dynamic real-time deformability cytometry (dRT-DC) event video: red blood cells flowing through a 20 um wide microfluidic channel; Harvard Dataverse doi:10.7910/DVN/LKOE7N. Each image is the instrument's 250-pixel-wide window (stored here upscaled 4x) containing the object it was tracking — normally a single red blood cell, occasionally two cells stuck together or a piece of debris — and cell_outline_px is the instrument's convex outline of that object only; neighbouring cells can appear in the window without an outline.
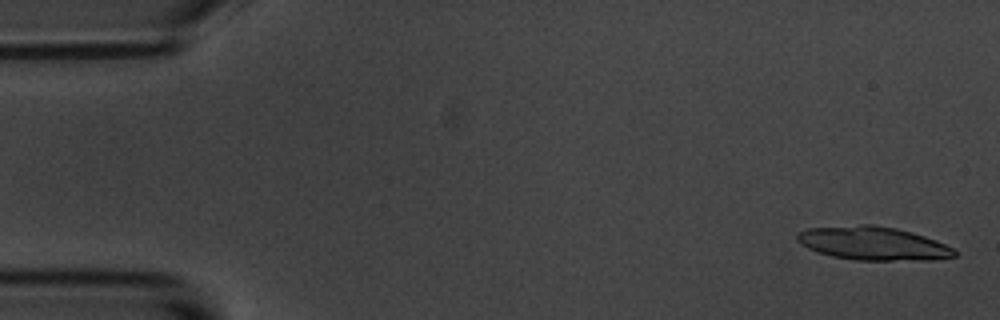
{"species": "common noctule bat (a hibernating species)", "species_latin": "Nyctalus noctula", "temperature_condition": "room temperature", "stored_images_in_passage": 23, "camera_frame_rate_fps": 3000, "um_per_image_px": 0.085, "animal": {"sex": "male", "body_mass_g": 20.1, "forearm_length_mm": 53.5}, "frame": {"image": 1, "passage_image": 1, "time_ms": 0.0, "image_size_px": [1000, 320], "cell_outline_px": [[956, 256], [932, 260], [856, 260], [832, 256], [808, 248], [796, 240], [796, 236], [800, 232], [808, 228], [860, 224], [872, 224], [896, 228], [912, 232], [936, 240], [952, 248], [956, 252]], "centroid_in_image_um": [74.22, 20.68], "position_along_channel_um": 10.8, "area_um2": 30.58}}
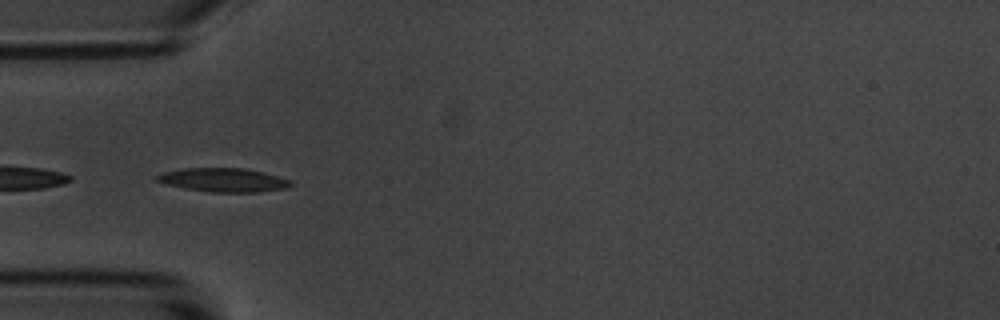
{"frame": {"image": 2, "passage_image": 17, "time_ms": 5.333, "image_size_px": [1000, 320], "cell_outline_px": [[292, 184], [288, 188], [256, 192], [212, 192], [164, 184], [156, 180], [152, 176], [164, 172], [180, 168], [244, 168], [264, 172], [292, 180]], "centroid_in_image_um": [18.99, 15.29], "position_along_channel_um": 66.0, "area_um2": 18.61}}